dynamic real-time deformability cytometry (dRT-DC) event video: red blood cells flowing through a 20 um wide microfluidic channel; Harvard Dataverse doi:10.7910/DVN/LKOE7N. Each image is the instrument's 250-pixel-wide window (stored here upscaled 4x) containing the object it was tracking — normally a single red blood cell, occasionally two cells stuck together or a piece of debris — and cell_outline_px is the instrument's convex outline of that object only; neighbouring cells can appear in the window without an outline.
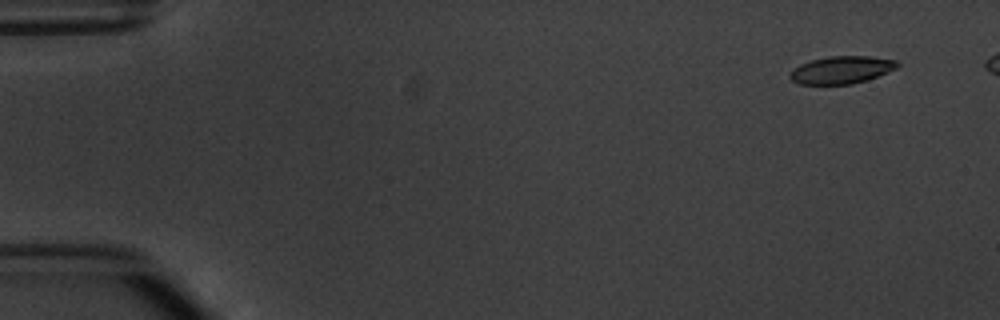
{"species": "common noctule bat (a hibernating species)", "species_latin": "Nyctalus noctula", "temperature_condition": "warm", "stored_images_in_passage": 6, "camera_frame_rate_fps": 3000, "um_per_image_px": 0.085, "animal": {"sex": "male", "body_mass_g": 20.1, "forearm_length_mm": 53.5}, "frame": {"image": 1, "passage_image": 2, "time_ms": 1.0, "image_size_px": [1000, 320], "cell_outline_px": [[900, 64], [896, 68], [888, 72], [868, 80], [852, 84], [800, 84], [792, 80], [788, 76], [788, 72], [792, 68], [800, 64], [812, 60], [828, 56], [868, 56], [896, 60]], "centroid_in_image_um": [71.5, 5.94], "position_along_channel_um": 13.5, "area_um2": 17.34}}